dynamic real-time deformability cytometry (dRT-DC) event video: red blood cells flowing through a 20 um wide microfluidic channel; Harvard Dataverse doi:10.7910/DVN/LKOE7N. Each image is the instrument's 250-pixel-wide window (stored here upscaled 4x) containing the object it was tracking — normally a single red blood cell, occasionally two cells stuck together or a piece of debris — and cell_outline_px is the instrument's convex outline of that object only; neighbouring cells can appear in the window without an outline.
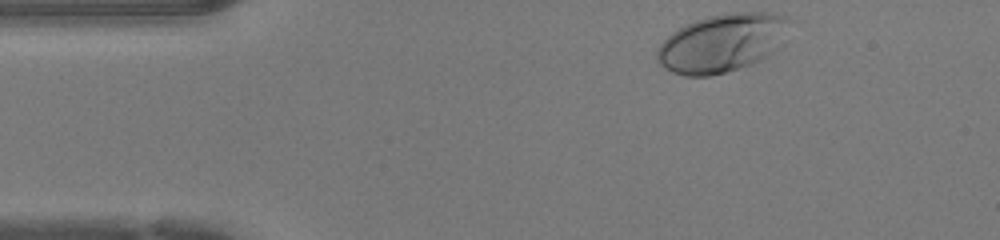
{"species": "human", "species_latin": "Homo sapiens", "temperature_condition": "warm", "stored_images_in_passage": 35, "camera_frame_rate_fps": 3000, "um_per_image_px": 0.085, "donor": {"sex": "female"}, "frame": {"image": 1, "passage_image": 1, "time_ms": 0.0, "image_size_px": [1000, 240], "cell_outline_px": [[792, 20], [776, 48], [768, 56], [760, 60], [724, 72], [708, 76], [684, 76], [672, 72], [664, 68], [656, 60], [656, 48], [672, 32], [696, 20], [708, 16], [732, 12], [768, 12], [788, 16]], "centroid_in_image_um": [61.35, 3.64], "position_along_channel_um": 23.7, "area_um2": 44.56}}
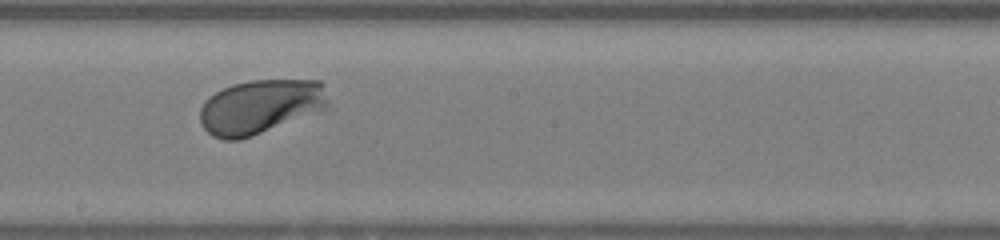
{"frame": {"image": 2, "passage_image": 20, "time_ms": 6.333, "image_size_px": [1000, 240], "cell_outline_px": [[328, 108], [252, 136], [240, 140], [224, 140], [212, 136], [200, 124], [200, 108], [204, 100], [208, 96], [232, 84], [252, 80], [320, 80], [324, 84], [328, 100]], "centroid_in_image_um": [22.11, 9.06], "position_along_channel_um": 226.1, "area_um2": 40.75}}
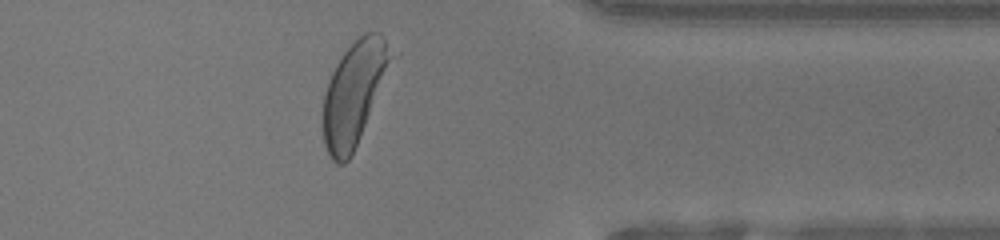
{"frame": {"image": 3, "passage_image": 32, "time_ms": 10.333, "image_size_px": [1000, 240], "cell_outline_px": [[392, 56], [356, 144], [348, 160], [344, 164], [336, 164], [328, 156], [324, 144], [324, 96], [332, 72], [336, 64], [344, 52], [364, 32], [380, 32], [392, 52]], "centroid_in_image_um": [30.03, 7.94], "position_along_channel_um": 381.4, "area_um2": 38.96}, "authors_computed_cell_mechanics": {"area_um2": 40.171, "velocity_mm_per_s": 4.2293, "shape_relaxation_time_tau1_ms": 1.4919, "shape_relaxation_time_tau2_ms": 2.9039, "deformation_change_tau1": 0.1366, "deformation_change_tau2": 0.0739}}